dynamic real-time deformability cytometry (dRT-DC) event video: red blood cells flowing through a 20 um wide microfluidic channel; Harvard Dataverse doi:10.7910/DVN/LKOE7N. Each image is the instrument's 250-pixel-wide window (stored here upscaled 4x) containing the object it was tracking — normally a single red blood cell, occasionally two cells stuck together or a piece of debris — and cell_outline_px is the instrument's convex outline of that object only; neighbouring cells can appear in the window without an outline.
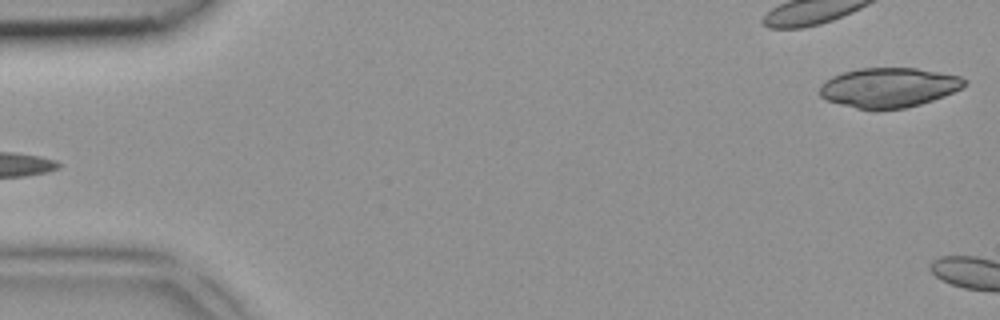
{"species": "common noctule bat (a hibernating species)", "species_latin": "Nyctalus noctula", "temperature_condition": "room temperature", "stored_images_in_passage": 4, "segment_of_instrument_passage": [2, 2], "camera_frame_rate_fps": 3000, "um_per_image_px": 0.085, "animal": {"sex": "female", "body_mass_g": 18.4}, "frame": {"image": 1, "passage_image": 4, "time_ms": 1.0, "image_size_px": [1000, 320], "cell_outline_px": [[968, 84], [944, 96], [920, 104], [904, 108], [876, 112], [856, 108], [840, 104], [828, 100], [820, 96], [820, 84], [824, 80], [832, 76], [844, 72], [860, 68], [916, 68], [960, 76], [968, 80]], "centroid_in_image_um": [75.53, 7.46], "position_along_channel_um": 9.5, "area_um2": 33.81}}